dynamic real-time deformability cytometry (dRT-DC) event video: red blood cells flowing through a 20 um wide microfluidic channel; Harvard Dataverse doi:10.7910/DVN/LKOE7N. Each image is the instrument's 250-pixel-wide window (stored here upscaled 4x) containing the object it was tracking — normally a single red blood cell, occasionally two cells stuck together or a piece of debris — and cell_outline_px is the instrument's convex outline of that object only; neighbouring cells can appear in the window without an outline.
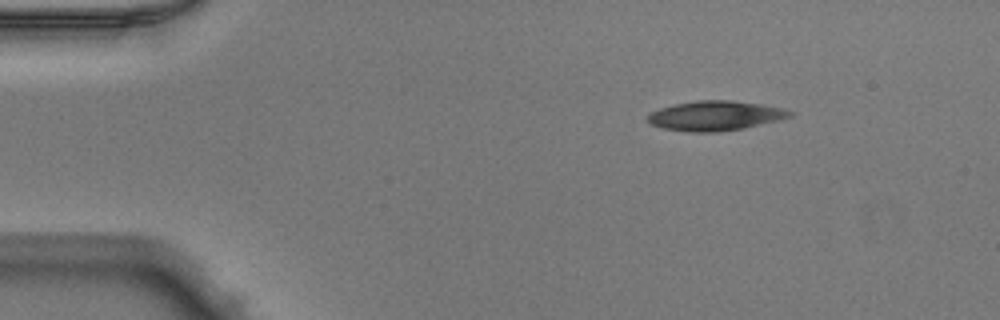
{"species": "Egyptian fruit bat (a non-hibernating species)", "species_latin": "Rousettus aegyptiacus", "temperature_condition": "warm", "stored_images_in_passage": 38, "camera_frame_rate_fps": 3000, "um_per_image_px": 0.085, "animal": {"sex": "male"}, "frame": {"image": 1, "passage_image": 1, "time_ms": 0.0, "image_size_px": [1000, 320], "cell_outline_px": [[796, 112], [792, 116], [780, 120], [744, 128], [716, 132], [688, 132], [664, 128], [652, 124], [648, 120], [648, 112], [660, 108], [676, 104], [696, 100], [732, 100], [760, 104], [784, 108]], "centroid_in_image_um": [60.84, 9.83], "position_along_channel_um": 24.2, "area_um2": 24.68}}
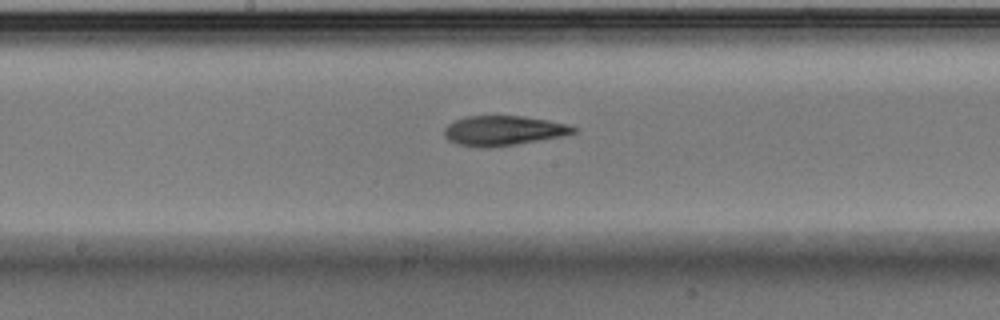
{"frame": {"image": 2, "passage_image": 20, "time_ms": 6.333, "image_size_px": [1000, 320], "cell_outline_px": [[580, 128], [576, 132], [560, 136], [516, 144], [488, 148], [480, 148], [456, 144], [448, 140], [444, 136], [444, 128], [448, 124], [464, 116], [524, 116], [548, 120], [568, 124]], "centroid_in_image_um": [42.76, 11.1], "position_along_channel_um": 205.4, "area_um2": 22.54}}
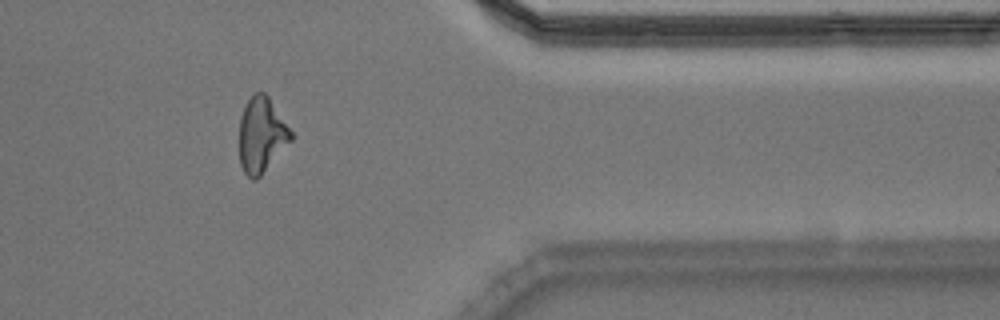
{"frame": {"image": 3, "passage_image": 35, "time_ms": 11.333, "image_size_px": [1000, 320], "cell_outline_px": [[292, 140], [260, 176], [256, 180], [252, 180], [244, 172], [240, 164], [240, 116], [248, 100], [256, 92], [264, 92], [268, 96], [292, 132]], "centroid_in_image_um": [22.22, 11.49], "position_along_channel_um": 389.2, "area_um2": 22.31}, "authors_computed_cell_mechanics": {"area_um2": 22.7154, "velocity_mm_per_s": 4.0177, "shape_relaxation_time_tau1_ms": null, "shape_relaxation_time_tau2_ms": 4.0553, "deformation_change_tau1": null, "deformation_change_tau2": 0.1381}}